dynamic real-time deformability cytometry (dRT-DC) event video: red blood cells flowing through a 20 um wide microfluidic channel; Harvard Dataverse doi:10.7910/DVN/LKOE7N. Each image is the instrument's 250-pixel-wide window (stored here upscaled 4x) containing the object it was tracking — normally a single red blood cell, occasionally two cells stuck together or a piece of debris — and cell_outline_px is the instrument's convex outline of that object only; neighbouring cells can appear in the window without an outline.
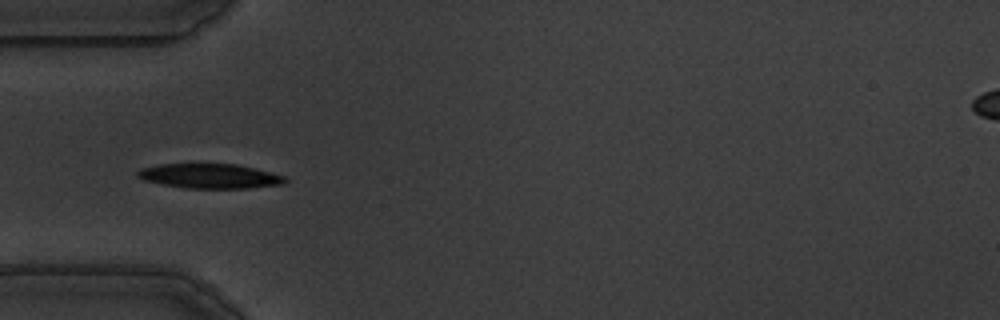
{"species": "common noctule bat (a hibernating species)", "species_latin": "Nyctalus noctula", "temperature_condition": "warm", "stored_images_in_passage": 34, "camera_frame_rate_fps": 3000, "um_per_image_px": 0.085, "animal": {"sex": "male", "body_mass_g": 19.5, "forearm_length_mm": 54.6}, "frame": {"image": 1, "passage_image": 3, "time_ms": 0.667, "image_size_px": [1000, 320], "cell_outline_px": [[288, 180], [284, 184], [248, 188], [188, 188], [164, 184], [144, 180], [136, 176], [136, 172], [140, 168], [160, 164], [192, 160], [236, 164], [284, 176]], "centroid_in_image_um": [17.75, 14.91], "position_along_channel_um": 67.2, "area_um2": 22.02}}
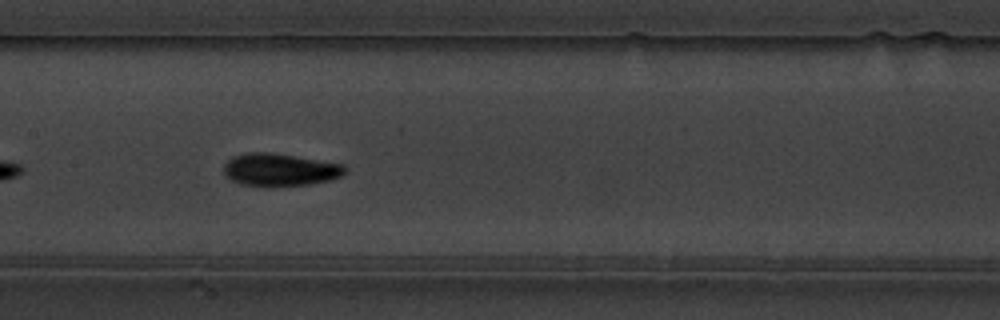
{"frame": {"image": 2, "passage_image": 13, "time_ms": 4.0, "image_size_px": [1000, 320], "cell_outline_px": [[348, 172], [344, 176], [328, 180], [308, 184], [272, 188], [240, 184], [232, 180], [224, 172], [224, 164], [232, 156], [244, 152], [268, 152], [344, 164], [348, 168]], "centroid_in_image_um": [23.81, 14.44], "position_along_channel_um": 183.6, "area_um2": 23.47}}
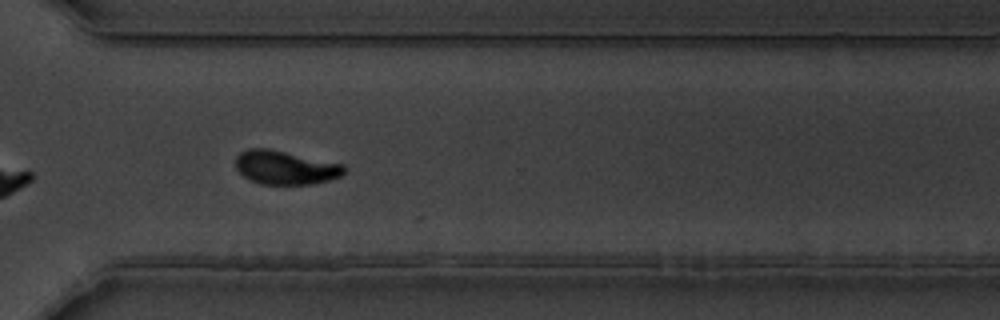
{"frame": {"image": 3, "passage_image": 27, "time_ms": 8.667, "image_size_px": [1000, 320], "cell_outline_px": [[348, 168], [340, 176], [328, 180], [312, 184], [260, 184], [244, 176], [236, 168], [236, 156], [240, 152], [248, 148], [268, 148], [344, 164]], "centroid_in_image_um": [24.26, 14.23], "position_along_channel_um": 346.3, "area_um2": 21.33}, "authors_computed_cell_mechanics": {"area_um2": 21.6461, "velocity_mm_per_s": 3.4891, "shape_relaxation_time_tau1_ms": 2.7182, "shape_relaxation_time_tau2_ms": 1.9845, "deformation_change_tau1": 0.1636, "deformation_change_tau2": 0.068}}